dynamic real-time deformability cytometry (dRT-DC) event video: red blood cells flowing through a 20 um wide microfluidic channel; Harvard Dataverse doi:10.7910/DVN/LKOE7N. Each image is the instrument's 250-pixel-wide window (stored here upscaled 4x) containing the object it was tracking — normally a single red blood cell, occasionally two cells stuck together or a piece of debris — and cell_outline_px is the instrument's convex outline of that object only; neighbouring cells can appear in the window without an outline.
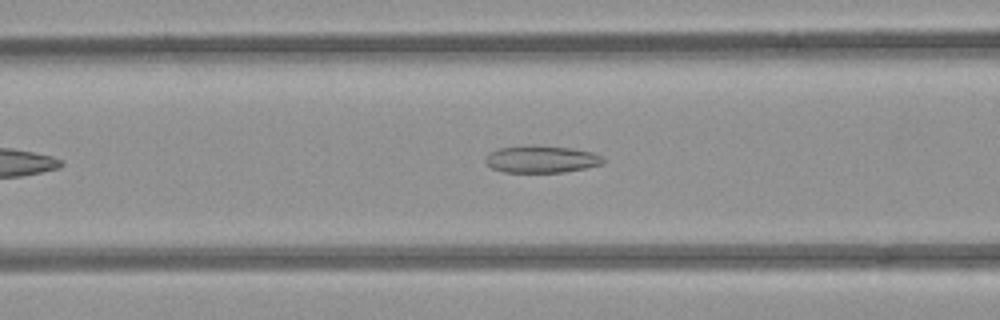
{"species": "common noctule bat (a hibernating species)", "species_latin": "Nyctalus noctula", "temperature_condition": "room temperature", "stored_images_in_passage": 22, "camera_frame_rate_fps": 3000, "um_per_image_px": 0.085, "animal": {"sex": "female", "body_mass_g": 21.9}, "frame": {"image": 1, "passage_image": 11, "time_ms": 3.333, "image_size_px": [1000, 320], "cell_outline_px": [[604, 160], [600, 164], [584, 168], [564, 172], [504, 172], [492, 168], [484, 160], [492, 152], [500, 148], [532, 144], [572, 148], [592, 152], [600, 156]], "centroid_in_image_um": [46.01, 13.52], "position_along_channel_um": 120.6, "area_um2": 18.44}}
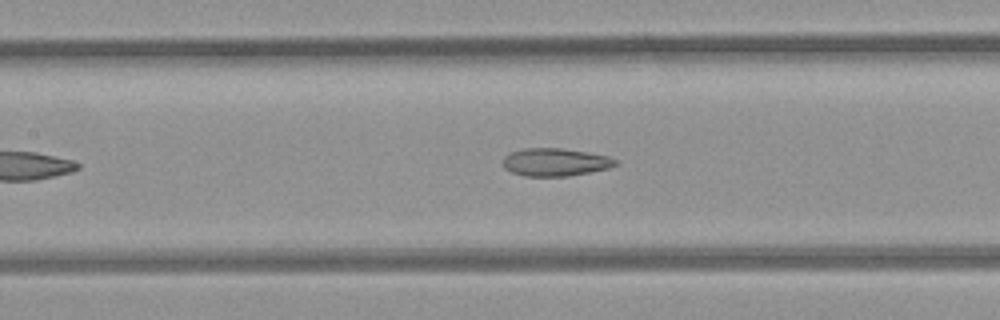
{"frame": {"image": 2, "passage_image": 14, "time_ms": 4.333, "image_size_px": [1000, 320], "cell_outline_px": [[620, 164], [608, 168], [568, 176], [524, 176], [512, 172], [504, 168], [500, 160], [504, 156], [512, 152], [524, 148], [560, 148], [588, 152], [608, 156], [616, 160]], "centroid_in_image_um": [47.16, 13.78], "position_along_channel_um": 160.2, "area_um2": 18.32}}
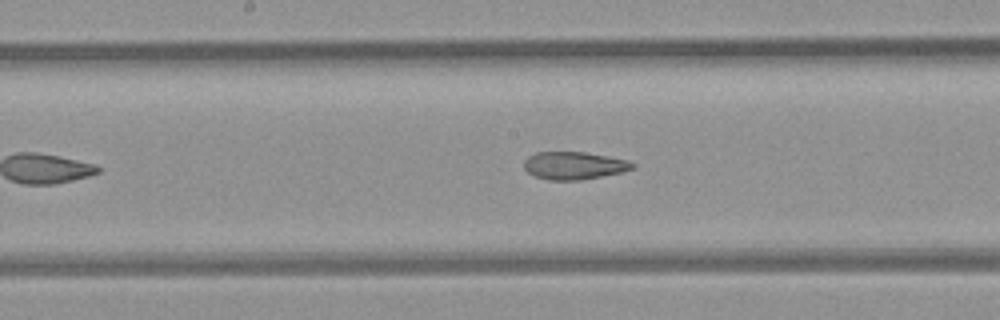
{"frame": {"image": 3, "passage_image": 17, "time_ms": 5.333, "image_size_px": [1000, 320], "cell_outline_px": [[636, 168], [624, 172], [580, 180], [548, 180], [536, 176], [528, 172], [524, 168], [524, 160], [528, 156], [536, 152], [584, 152], [608, 156], [628, 160], [636, 164]], "centroid_in_image_um": [48.83, 14.07], "position_along_channel_um": 199.4, "area_um2": 17.63}}